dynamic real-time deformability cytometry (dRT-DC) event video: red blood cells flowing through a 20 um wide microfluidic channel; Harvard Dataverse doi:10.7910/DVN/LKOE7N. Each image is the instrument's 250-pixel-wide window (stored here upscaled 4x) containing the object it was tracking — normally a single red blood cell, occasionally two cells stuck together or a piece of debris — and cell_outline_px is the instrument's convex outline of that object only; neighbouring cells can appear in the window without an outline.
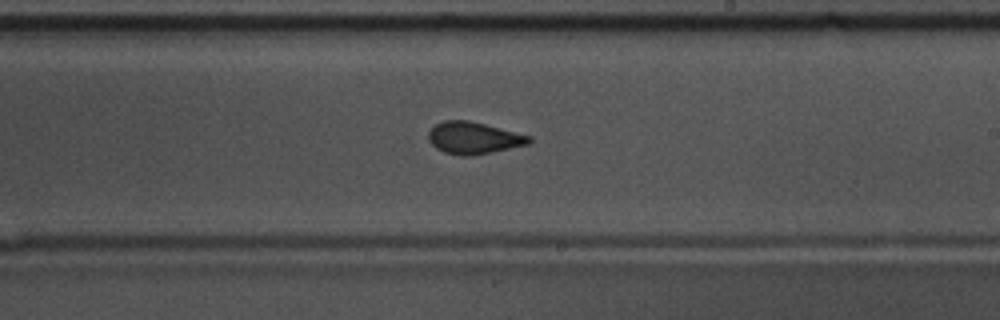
{"species": "common noctule bat (a hibernating species)", "species_latin": "Nyctalus noctula", "temperature_condition": "warm", "stored_images_in_passage": 38, "camera_frame_rate_fps": 3000, "um_per_image_px": 0.085, "animal": {"sex": "male", "body_mass_g": 17.5, "forearm_length_mm": 52.3}, "frame": {"image": 1, "passage_image": 22, "time_ms": 7.0, "image_size_px": [1000, 320], "cell_outline_px": [[532, 140], [528, 144], [492, 152], [468, 156], [460, 156], [444, 152], [436, 148], [428, 140], [428, 132], [436, 124], [444, 120], [468, 120], [532, 136]], "centroid_in_image_um": [40.25, 11.73], "position_along_channel_um": 248.8, "area_um2": 18.67}}
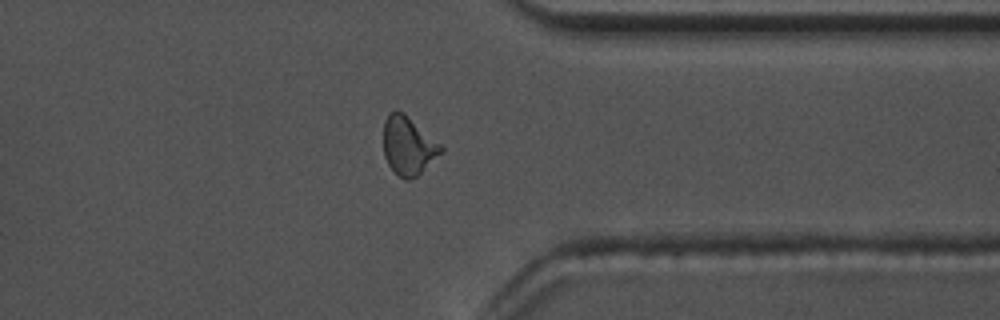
{"frame": {"image": 2, "passage_image": 33, "time_ms": 10.667, "image_size_px": [1000, 320], "cell_outline_px": [[444, 152], [416, 176], [408, 180], [404, 180], [388, 164], [384, 156], [384, 120], [396, 108], [404, 112], [440, 144], [444, 148]], "centroid_in_image_um": [34.71, 12.37], "position_along_channel_um": 376.7, "area_um2": 19.42}}